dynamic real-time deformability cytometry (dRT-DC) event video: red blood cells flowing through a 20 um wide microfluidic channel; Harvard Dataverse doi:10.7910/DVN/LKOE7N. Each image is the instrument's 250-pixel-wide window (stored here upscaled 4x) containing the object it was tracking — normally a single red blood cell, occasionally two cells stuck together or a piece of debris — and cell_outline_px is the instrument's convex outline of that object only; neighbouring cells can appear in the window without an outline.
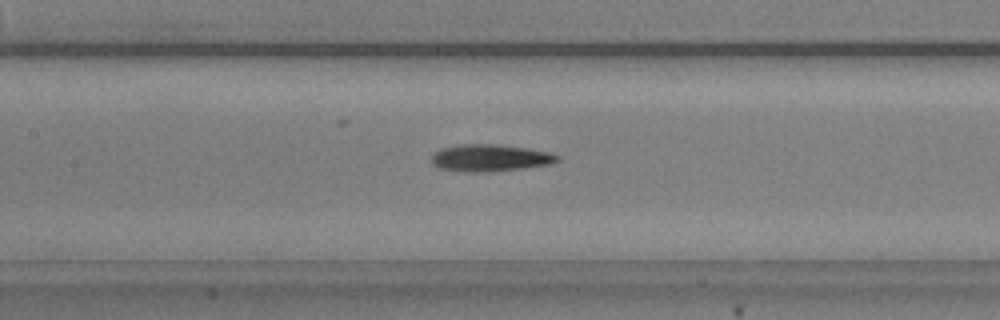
{"species": "common noctule bat (a hibernating species)", "species_latin": "Nyctalus noctula", "temperature_condition": "warm", "stored_images_in_passage": 39, "camera_frame_rate_fps": 3000, "um_per_image_px": 0.085, "animal": {"sex": "male", "body_mass_g": 20.5, "forearm_length_mm": 52.5}, "frame": {"image": 1, "passage_image": 14, "time_ms": 4.333, "image_size_px": [1000, 320], "cell_outline_px": [[560, 160], [552, 164], [524, 168], [488, 172], [464, 172], [440, 168], [432, 164], [432, 156], [440, 148], [464, 144], [496, 144], [528, 148], [552, 152], [560, 156]], "centroid_in_image_um": [41.71, 13.42], "position_along_channel_um": 165.7, "area_um2": 20.0}}
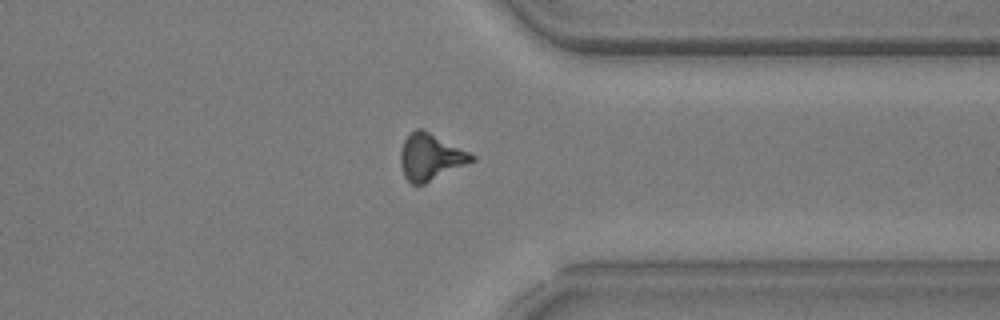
{"frame": {"image": 2, "passage_image": 31, "time_ms": 10.0, "image_size_px": [1000, 320], "cell_outline_px": [[476, 160], [424, 184], [412, 184], [404, 176], [400, 164], [400, 152], [404, 140], [416, 128], [420, 128], [476, 156]], "centroid_in_image_um": [36.57, 13.37], "position_along_channel_um": 374.8, "area_um2": 18.9}}
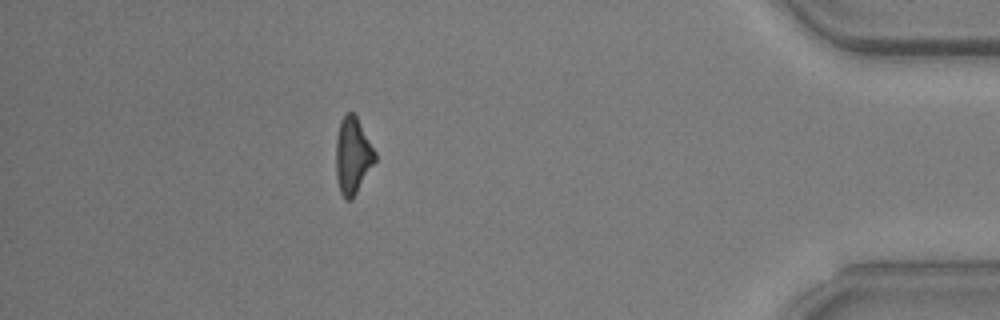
{"frame": {"image": 3, "passage_image": 37, "time_ms": 12.0, "image_size_px": [1000, 320], "cell_outline_px": [[376, 160], [352, 200], [344, 200], [340, 192], [336, 176], [336, 136], [340, 120], [348, 112], [352, 112], [356, 116], [376, 152]], "centroid_in_image_um": [29.97, 13.25], "position_along_channel_um": 405.2, "area_um2": 17.46}}